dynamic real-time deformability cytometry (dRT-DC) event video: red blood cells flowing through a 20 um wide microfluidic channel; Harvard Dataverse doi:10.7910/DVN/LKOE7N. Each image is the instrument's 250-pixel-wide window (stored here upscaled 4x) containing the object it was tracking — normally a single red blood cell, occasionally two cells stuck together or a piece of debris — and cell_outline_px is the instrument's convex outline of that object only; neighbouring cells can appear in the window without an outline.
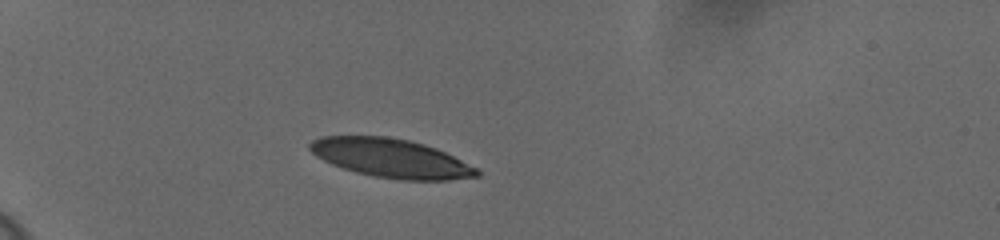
{"species": "human", "species_latin": "Homo sapiens", "temperature_condition": "cold", "stored_images_in_passage": 41, "camera_frame_rate_fps": 3000, "um_per_image_px": 0.085, "donor": {"sex": "female"}, "frame": {"image": 1, "passage_image": 1, "time_ms": 0.0, "image_size_px": [1000, 240], "cell_outline_px": [[480, 176], [448, 180], [400, 180], [376, 176], [356, 172], [332, 164], [316, 156], [308, 148], [308, 144], [312, 140], [320, 136], [388, 136], [408, 140], [424, 144], [436, 148], [476, 168], [480, 172]], "centroid_in_image_um": [33.21, 13.44], "position_along_channel_um": 51.8, "area_um2": 37.51}}
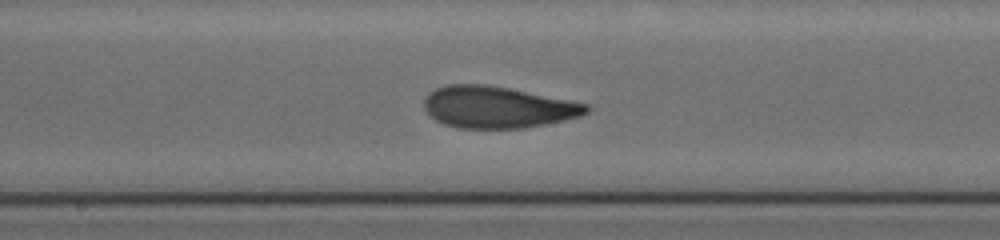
{"frame": {"image": 2, "passage_image": 17, "time_ms": 5.333, "image_size_px": [1000, 240], "cell_outline_px": [[592, 108], [588, 112], [580, 116], [564, 120], [524, 128], [456, 128], [444, 124], [436, 120], [424, 108], [424, 96], [428, 92], [436, 88], [448, 84], [484, 84], [508, 88], [588, 104]], "centroid_in_image_um": [42.26, 9.11], "position_along_channel_um": 205.9, "area_um2": 39.3}}
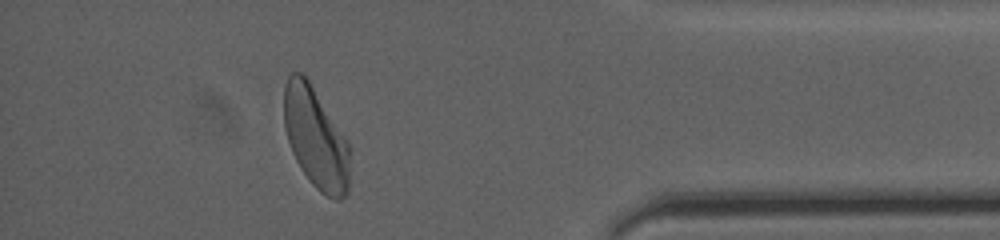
{"frame": {"image": 3, "passage_image": 36, "time_ms": 11.667, "image_size_px": [1000, 240], "cell_outline_px": [[348, 192], [340, 200], [336, 200], [320, 192], [312, 184], [300, 168], [292, 152], [284, 128], [284, 84], [288, 76], [292, 72], [304, 72], [348, 144]], "centroid_in_image_um": [26.79, 11.71], "position_along_channel_um": 408.4, "area_um2": 38.21}, "authors_computed_cell_mechanics": {"area_um2": 39.0728, "velocity_mm_per_s": 3.6088, "shape_relaxation_time_tau1_ms": 3.5503, "shape_relaxation_time_tau2_ms": 1.1967, "deformation_change_tau1": 0.1546, "deformation_change_tau2": 0.0786}}